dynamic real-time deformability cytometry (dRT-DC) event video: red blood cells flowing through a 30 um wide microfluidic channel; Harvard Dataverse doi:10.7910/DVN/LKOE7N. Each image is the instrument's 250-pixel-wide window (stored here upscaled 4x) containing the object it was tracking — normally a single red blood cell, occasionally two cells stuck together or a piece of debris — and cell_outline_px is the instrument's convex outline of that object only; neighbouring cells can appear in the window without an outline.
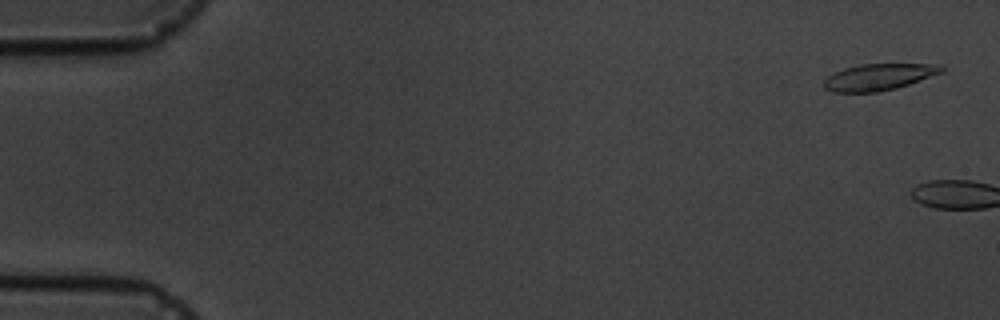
{"species": "common noctule bat (a hibernating species)", "species_latin": "Nyctalus noctula", "temperature_condition": "cold", "stored_images_in_passage": 2, "camera_frame_rate_fps": 3000, "um_per_image_px": 0.085, "animal": {"sex": "male", "body_mass_g": 19.5, "forearm_length_mm": 54.6}, "frame": {"image": 1, "passage_image": 1, "time_ms": 0.0, "image_size_px": [1000, 320], "cell_outline_px": [[944, 72], [896, 88], [876, 92], [832, 92], [824, 88], [824, 80], [828, 76], [844, 68], [860, 64], [936, 64], [944, 68]], "centroid_in_image_um": [74.69, 6.54], "position_along_channel_um": 10.3, "area_um2": 18.03}}